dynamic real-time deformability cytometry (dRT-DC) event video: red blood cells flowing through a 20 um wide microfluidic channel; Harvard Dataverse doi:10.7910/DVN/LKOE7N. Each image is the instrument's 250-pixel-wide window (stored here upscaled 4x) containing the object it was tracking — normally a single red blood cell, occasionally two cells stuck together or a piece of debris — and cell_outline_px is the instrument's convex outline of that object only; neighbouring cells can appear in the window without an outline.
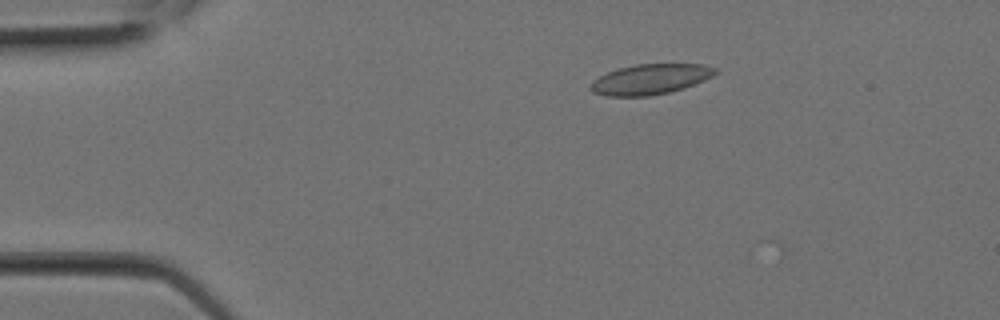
{"species": "Egyptian fruit bat (a non-hibernating species)", "species_latin": "Rousettus aegyptiacus", "temperature_condition": "room temperature", "stored_images_in_passage": 1, "camera_frame_rate_fps": 3000, "um_per_image_px": 0.085, "animal": {"sex": "female"}, "frame": {"image": 1, "passage_image": 1, "time_ms": 0.0, "image_size_px": [1000, 320], "cell_outline_px": [[716, 72], [712, 76], [704, 80], [684, 88], [668, 92], [648, 96], [608, 96], [592, 92], [588, 88], [592, 80], [608, 72], [620, 68], [636, 64], [704, 64], [716, 68]], "centroid_in_image_um": [55.25, 6.74], "position_along_channel_um": 29.8, "area_um2": 21.91}}